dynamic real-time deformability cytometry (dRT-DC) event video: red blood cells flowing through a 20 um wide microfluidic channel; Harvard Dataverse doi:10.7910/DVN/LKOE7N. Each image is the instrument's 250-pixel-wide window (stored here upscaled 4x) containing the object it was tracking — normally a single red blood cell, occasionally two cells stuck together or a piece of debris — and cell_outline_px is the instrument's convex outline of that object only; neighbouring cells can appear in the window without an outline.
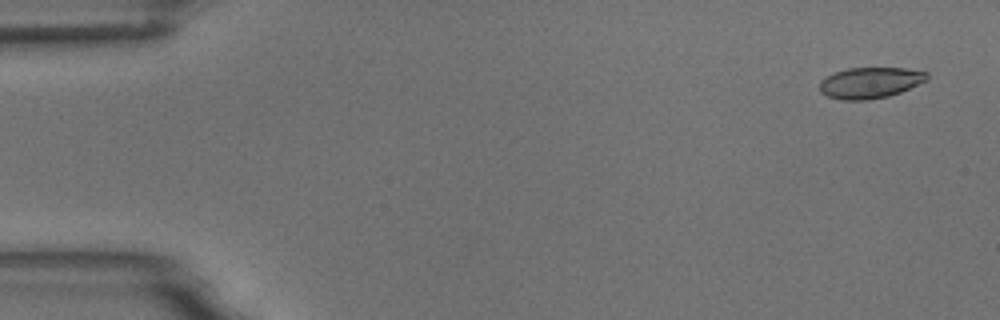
{"species": "common noctule bat (a hibernating species)", "species_latin": "Nyctalus noctula", "temperature_condition": "room temperature", "stored_images_in_passage": 6, "camera_frame_rate_fps": 3000, "um_per_image_px": 0.085, "animal": {"sex": "male", "body_mass_g": 18.8}, "frame": {"image": 1, "passage_image": 1, "time_ms": 0.0, "image_size_px": [1000, 320], "cell_outline_px": [[928, 80], [900, 92], [888, 96], [868, 100], [840, 100], [828, 96], [820, 92], [820, 80], [836, 72], [848, 68], [904, 68], [928, 72]], "centroid_in_image_um": [73.97, 7.04], "position_along_channel_um": 11.0, "area_um2": 19.36}}
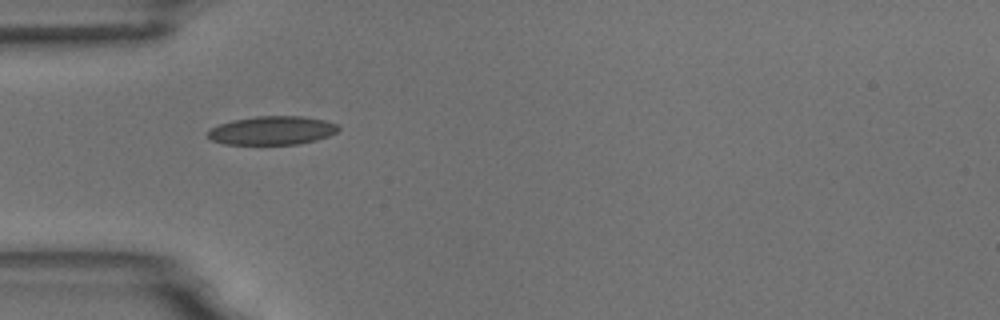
{"frame": {"image": 2, "passage_image": 5, "time_ms": 4.667, "image_size_px": [1000, 320], "cell_outline_px": [[340, 128], [336, 132], [328, 136], [316, 140], [300, 144], [224, 144], [212, 140], [208, 136], [208, 132], [212, 128], [220, 124], [232, 120], [256, 116], [300, 116], [324, 120], [336, 124]], "centroid_in_image_um": [23.14, 11.09], "position_along_channel_um": 61.9, "area_um2": 21.62}}